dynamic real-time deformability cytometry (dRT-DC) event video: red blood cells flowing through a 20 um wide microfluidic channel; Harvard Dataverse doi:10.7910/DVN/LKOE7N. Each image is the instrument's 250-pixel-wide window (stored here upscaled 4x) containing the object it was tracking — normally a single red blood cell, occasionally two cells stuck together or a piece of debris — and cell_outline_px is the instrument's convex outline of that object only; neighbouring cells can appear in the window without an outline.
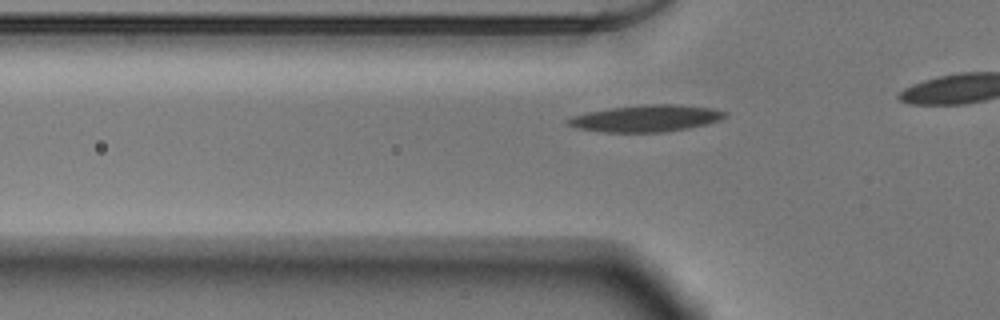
{"species": "Egyptian fruit bat (a non-hibernating species)", "species_latin": "Rousettus aegyptiacus", "temperature_condition": "warm", "stored_images_in_passage": 12, "camera_frame_rate_fps": 3000, "um_per_image_px": 0.085, "animal": {"sex": "male"}, "frame": {"image": 1, "passage_image": 6, "time_ms": 1.667, "image_size_px": [1000, 320], "cell_outline_px": [[728, 116], [720, 120], [708, 124], [688, 128], [664, 132], [604, 132], [576, 128], [568, 124], [564, 120], [572, 116], [584, 112], [608, 108], [644, 104], [676, 104], [712, 108], [728, 112]], "centroid_in_image_um": [54.92, 10.05], "position_along_channel_um": 70.9, "area_um2": 24.8}}
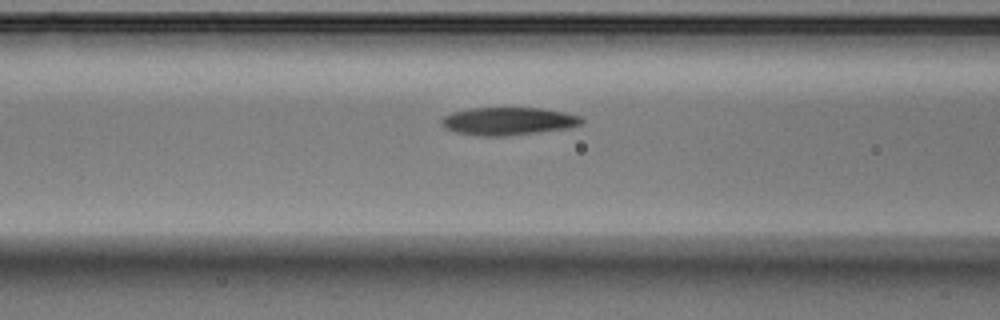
{"frame": {"image": 2, "passage_image": 10, "time_ms": 3.0, "image_size_px": [1000, 320], "cell_outline_px": [[584, 124], [568, 128], [540, 132], [504, 136], [476, 136], [456, 132], [444, 128], [440, 124], [440, 120], [444, 116], [452, 112], [472, 108], [540, 108], [564, 112], [580, 116], [584, 120]], "centroid_in_image_um": [43.19, 10.31], "position_along_channel_um": 123.4, "area_um2": 22.89}}